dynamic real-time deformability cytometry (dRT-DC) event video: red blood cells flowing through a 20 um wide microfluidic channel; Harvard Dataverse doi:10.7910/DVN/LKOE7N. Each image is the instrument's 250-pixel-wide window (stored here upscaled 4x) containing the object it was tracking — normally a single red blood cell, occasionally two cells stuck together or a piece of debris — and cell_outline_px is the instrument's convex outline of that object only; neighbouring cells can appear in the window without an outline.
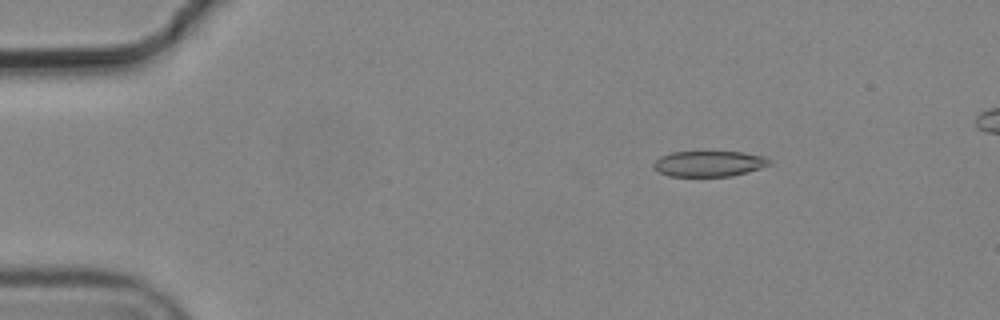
{"species": "common noctule bat (a hibernating species)", "species_latin": "Nyctalus noctula", "temperature_condition": "cold", "stored_images_in_passage": 6, "camera_frame_rate_fps": 3000, "um_per_image_px": 0.085, "animal": {"sex": "male", "body_mass_g": 19.2, "forearm_length_mm": 51.8}, "frame": {"image": 1, "passage_image": 2, "time_ms": 0.333, "image_size_px": [1000, 320], "cell_outline_px": [[772, 164], [748, 172], [732, 176], [668, 176], [660, 172], [652, 164], [660, 156], [672, 152], [744, 152], [764, 156], [772, 160]], "centroid_in_image_um": [60.31, 13.91], "position_along_channel_um": 24.7, "area_um2": 17.34}}
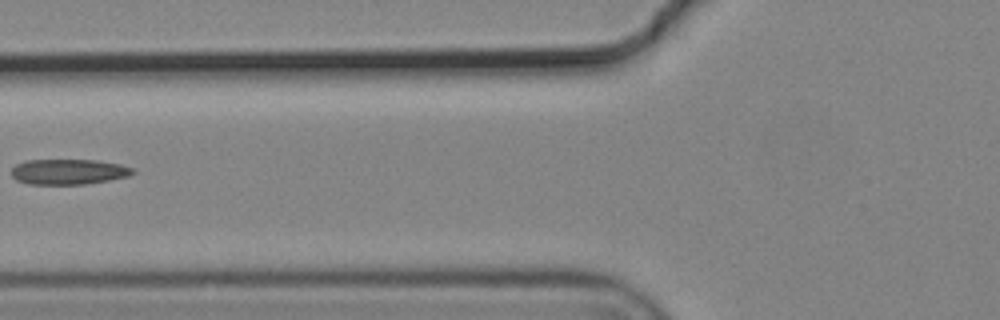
{"frame": {"image": 2, "passage_image": 6, "time_ms": 1.667, "image_size_px": [1000, 320], "cell_outline_px": [[136, 172], [128, 176], [108, 180], [84, 184], [28, 184], [16, 180], [12, 176], [12, 168], [16, 164], [28, 160], [100, 160], [120, 164], [136, 168]], "centroid_in_image_um": [5.86, 14.59], "position_along_channel_um": 119.9, "area_um2": 18.03}}